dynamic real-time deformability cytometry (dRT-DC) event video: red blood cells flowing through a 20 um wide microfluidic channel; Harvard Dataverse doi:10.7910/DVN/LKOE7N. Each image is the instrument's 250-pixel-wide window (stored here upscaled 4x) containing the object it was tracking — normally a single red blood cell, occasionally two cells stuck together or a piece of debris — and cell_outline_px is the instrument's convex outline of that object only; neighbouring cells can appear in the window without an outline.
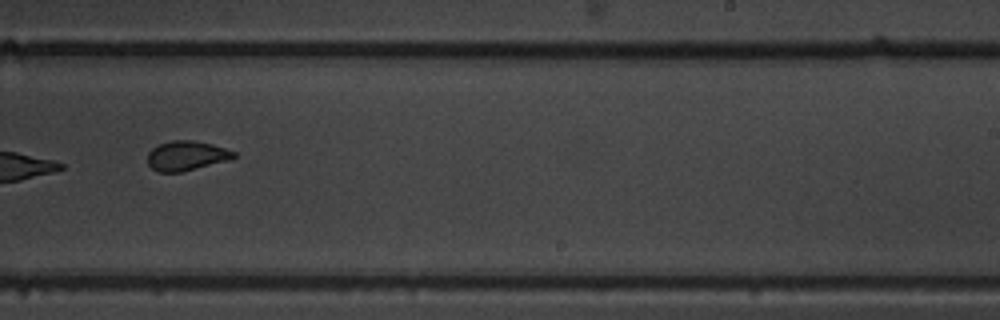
{"species": "common noctule bat (a hibernating species)", "species_latin": "Nyctalus noctula", "temperature_condition": "warm", "stored_images_in_passage": 16, "camera_frame_rate_fps": 3000, "um_per_image_px": 0.085, "animal": {"sex": "male", "body_mass_g": 19.5, "forearm_length_mm": 54.6}, "frame": {"image": 1, "passage_image": 10, "time_ms": 3.0, "image_size_px": [1000, 320], "cell_outline_px": [[236, 156], [228, 160], [180, 172], [160, 172], [152, 168], [148, 164], [148, 152], [152, 148], [160, 144], [172, 140], [192, 140], [212, 144], [236, 152]], "centroid_in_image_um": [15.83, 13.23], "position_along_channel_um": 273.2, "area_um2": 14.68}}
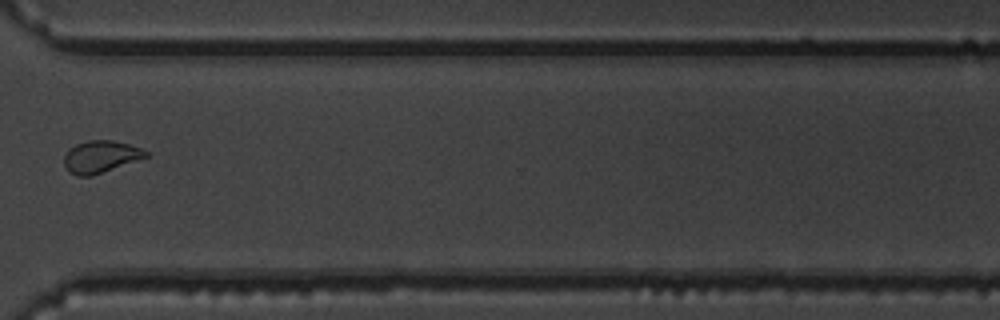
{"frame": {"image": 2, "passage_image": 12, "time_ms": 3.667, "image_size_px": [1000, 320], "cell_outline_px": [[148, 156], [92, 176], [76, 176], [68, 172], [64, 164], [64, 156], [68, 148], [76, 144], [88, 140], [112, 140], [128, 144], [140, 148], [148, 152]], "centroid_in_image_um": [8.5, 13.32], "position_along_channel_um": 362.1, "area_um2": 15.26}}